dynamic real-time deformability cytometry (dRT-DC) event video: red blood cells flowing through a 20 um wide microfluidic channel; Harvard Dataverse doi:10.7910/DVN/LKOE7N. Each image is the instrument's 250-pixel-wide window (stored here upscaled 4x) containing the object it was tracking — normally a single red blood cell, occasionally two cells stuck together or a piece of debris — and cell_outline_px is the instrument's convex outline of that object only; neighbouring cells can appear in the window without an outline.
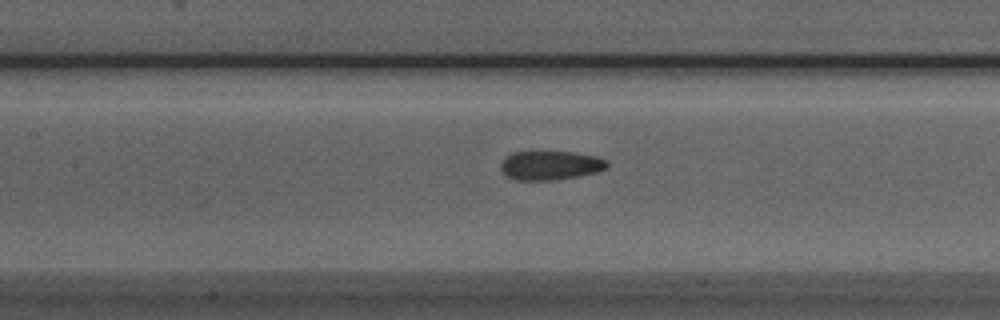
{"species": "Egyptian fruit bat (a non-hibernating species)", "species_latin": "Rousettus aegyptiacus", "temperature_condition": "room temperature", "stored_images_in_passage": 26, "camera_frame_rate_fps": 3000, "um_per_image_px": 0.085, "animal": {"sex": "male"}, "frame": {"image": 1, "passage_image": 8, "time_ms": 2.333, "image_size_px": [1000, 320], "cell_outline_px": [[608, 168], [596, 172], [576, 176], [552, 180], [516, 180], [504, 176], [500, 168], [500, 164], [504, 156], [512, 152], [572, 152], [596, 156], [604, 160], [608, 164]], "centroid_in_image_um": [46.71, 14.06], "position_along_channel_um": 160.7, "area_um2": 18.03}}
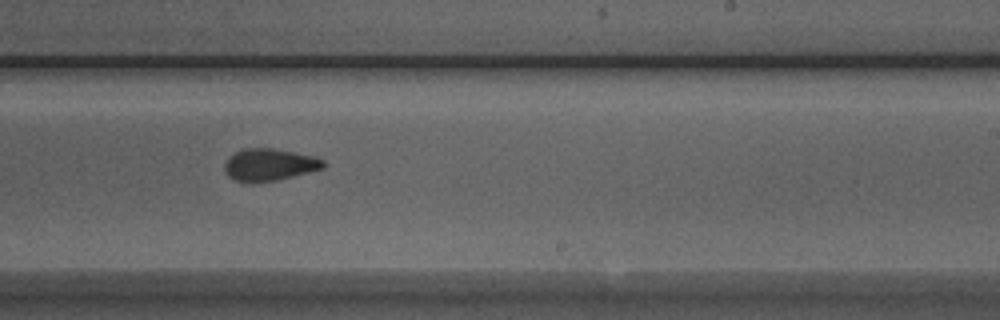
{"frame": {"image": 2, "passage_image": 16, "time_ms": 5.0, "image_size_px": [1000, 320], "cell_outline_px": [[324, 168], [276, 180], [252, 184], [236, 180], [228, 176], [224, 172], [224, 164], [228, 156], [244, 148], [272, 148], [312, 156], [324, 160]], "centroid_in_image_um": [22.83, 14.01], "position_along_channel_um": 266.2, "area_um2": 18.5}}
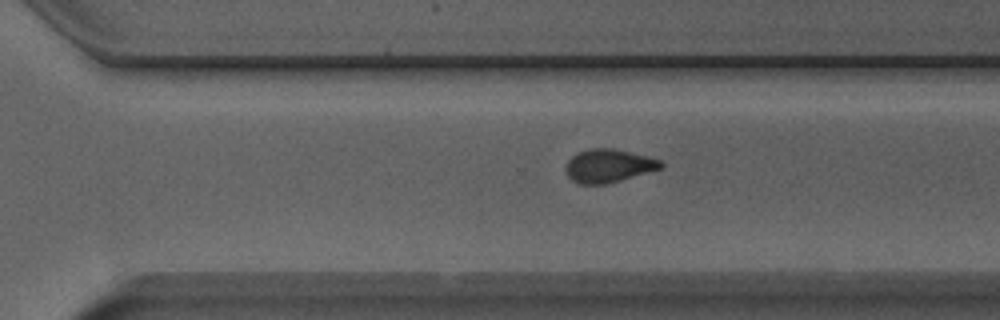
{"frame": {"image": 3, "passage_image": 20, "time_ms": 6.333, "image_size_px": [1000, 320], "cell_outline_px": [[664, 168], [620, 180], [604, 184], [580, 184], [572, 180], [568, 176], [564, 168], [568, 160], [576, 152], [588, 148], [612, 148], [648, 156], [660, 160], [664, 164]], "centroid_in_image_um": [51.71, 14.08], "position_along_channel_um": 318.9, "area_um2": 18.55}}